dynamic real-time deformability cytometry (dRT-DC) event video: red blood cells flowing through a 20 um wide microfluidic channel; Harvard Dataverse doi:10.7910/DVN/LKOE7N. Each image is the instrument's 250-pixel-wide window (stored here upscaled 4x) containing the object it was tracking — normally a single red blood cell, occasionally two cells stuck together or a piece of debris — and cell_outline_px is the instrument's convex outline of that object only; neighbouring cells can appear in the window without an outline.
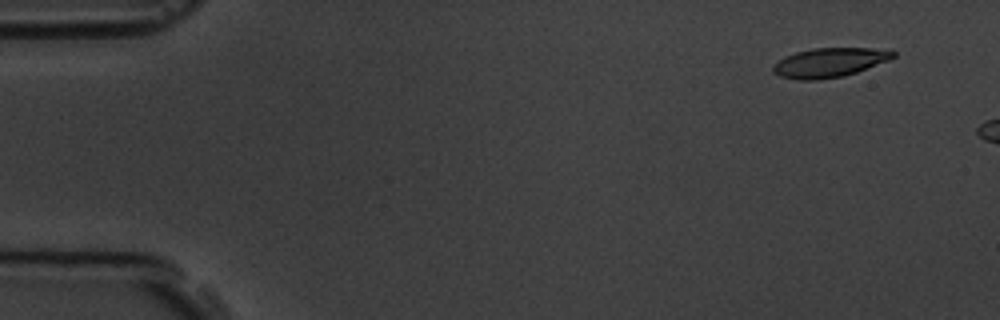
{"species": "common noctule bat (a hibernating species)", "species_latin": "Nyctalus noctula", "temperature_condition": "room temperature", "stored_images_in_passage": 3, "camera_frame_rate_fps": 3000, "um_per_image_px": 0.085, "animal": {"sex": "male", "body_mass_g": 19.5, "forearm_length_mm": 54.6}, "frame": {"image": 1, "passage_image": 1, "time_ms": 0.0, "image_size_px": [1000, 320], "cell_outline_px": [[896, 56], [888, 60], [856, 72], [844, 76], [816, 80], [796, 80], [780, 76], [772, 72], [772, 64], [784, 56], [796, 52], [812, 48], [892, 48], [896, 52]], "centroid_in_image_um": [70.5, 5.3], "position_along_channel_um": 14.5, "area_um2": 20.81}}